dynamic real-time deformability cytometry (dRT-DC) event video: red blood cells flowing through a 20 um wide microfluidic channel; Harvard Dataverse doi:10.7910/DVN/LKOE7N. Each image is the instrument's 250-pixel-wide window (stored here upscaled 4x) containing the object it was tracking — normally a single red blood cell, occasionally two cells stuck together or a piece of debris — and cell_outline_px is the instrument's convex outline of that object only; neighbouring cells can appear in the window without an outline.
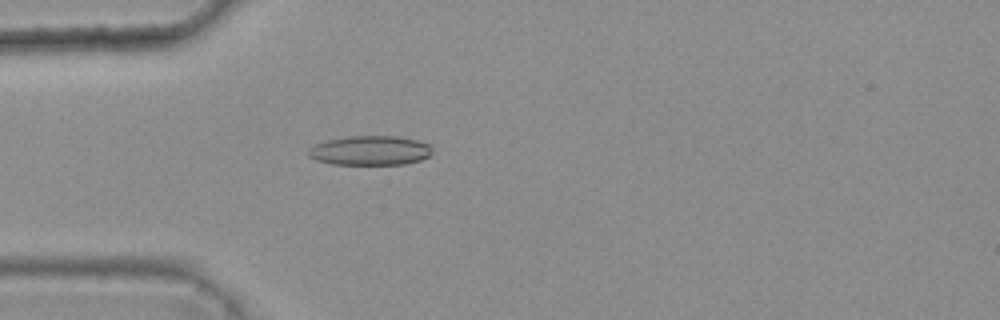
{"species": "common noctule bat (a hibernating species)", "species_latin": "Nyctalus noctula", "temperature_condition": "warm", "stored_images_in_passage": 4, "camera_frame_rate_fps": 3000, "um_per_image_px": 0.085, "animal": {"sex": "female", "body_mass_g": 25.1}, "frame": {"image": 1, "passage_image": 4, "time_ms": 1.0, "image_size_px": [1000, 320], "cell_outline_px": [[432, 152], [428, 156], [420, 160], [404, 164], [332, 164], [316, 160], [308, 156], [308, 152], [316, 144], [328, 140], [348, 136], [396, 136], [416, 140], [432, 144]], "centroid_in_image_um": [31.5, 12.79], "position_along_channel_um": 53.5, "area_um2": 21.15}}